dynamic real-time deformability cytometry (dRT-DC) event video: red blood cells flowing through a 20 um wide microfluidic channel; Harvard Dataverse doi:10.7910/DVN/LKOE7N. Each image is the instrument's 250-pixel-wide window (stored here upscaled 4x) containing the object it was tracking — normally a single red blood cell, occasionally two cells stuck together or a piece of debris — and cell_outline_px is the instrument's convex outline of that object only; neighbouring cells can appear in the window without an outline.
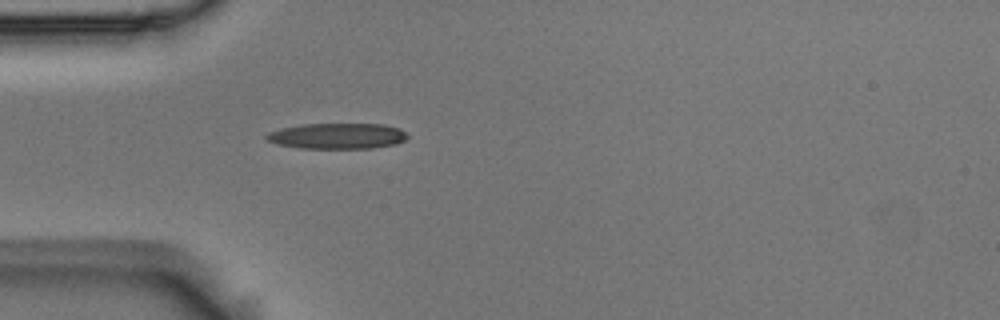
{"species": "Egyptian fruit bat (a non-hibernating species)", "species_latin": "Rousettus aegyptiacus", "temperature_condition": "room temperature", "stored_images_in_passage": 1, "camera_frame_rate_fps": 3000, "um_per_image_px": 0.085, "animal": {"sex": "male"}, "frame": {"image": 1, "passage_image": 1, "time_ms": 0.0, "image_size_px": [1000, 320], "cell_outline_px": [[408, 136], [404, 140], [396, 144], [372, 148], [300, 148], [276, 144], [268, 140], [264, 136], [268, 132], [280, 128], [300, 124], [384, 124], [400, 128]], "centroid_in_image_um": [28.65, 11.55], "position_along_channel_um": 56.4, "area_um2": 21.21}}